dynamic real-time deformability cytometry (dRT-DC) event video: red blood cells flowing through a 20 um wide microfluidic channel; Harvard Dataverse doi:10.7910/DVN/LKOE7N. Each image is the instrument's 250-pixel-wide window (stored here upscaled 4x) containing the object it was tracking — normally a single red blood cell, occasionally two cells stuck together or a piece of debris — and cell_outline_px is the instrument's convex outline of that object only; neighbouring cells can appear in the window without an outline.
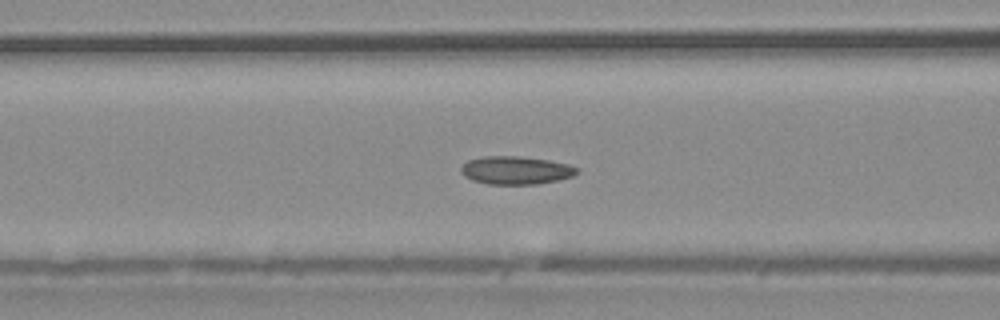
{"species": "common noctule bat (a hibernating species)", "species_latin": "Nyctalus noctula", "temperature_condition": "warm", "stored_images_in_passage": 48, "camera_frame_rate_fps": 3000, "um_per_image_px": 0.085, "animal": {"sex": "male", "body_mass_g": 20.4}, "frame": {"image": 1, "passage_image": 15, "time_ms": 4.667, "image_size_px": [1000, 320], "cell_outline_px": [[580, 172], [572, 176], [556, 180], [536, 184], [488, 184], [472, 180], [464, 176], [460, 172], [460, 168], [468, 160], [484, 156], [520, 156], [548, 160], [568, 164], [580, 168]], "centroid_in_image_um": [43.85, 14.47], "position_along_channel_um": 122.8, "area_um2": 19.02}}
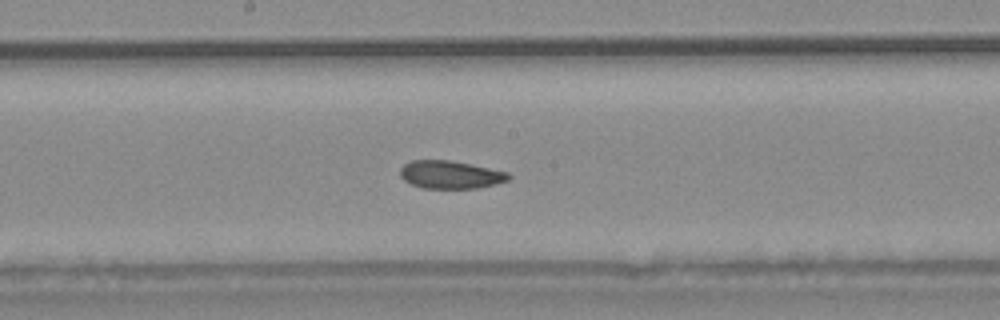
{"frame": {"image": 2, "passage_image": 22, "time_ms": 7.0, "image_size_px": [1000, 320], "cell_outline_px": [[512, 176], [508, 180], [496, 184], [476, 188], [424, 188], [412, 184], [404, 180], [400, 176], [400, 168], [404, 164], [412, 160], [448, 160], [508, 172]], "centroid_in_image_um": [38.27, 14.85], "position_along_channel_um": 209.9, "area_um2": 17.46}}
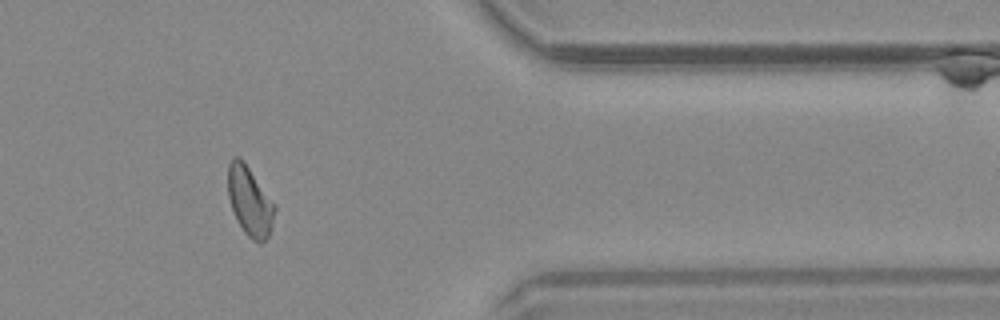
{"frame": {"image": 3, "passage_image": 38, "time_ms": 12.333, "image_size_px": [1000, 320], "cell_outline_px": [[276, 208], [272, 224], [268, 236], [260, 244], [252, 240], [244, 232], [236, 220], [228, 196], [228, 164], [232, 156], [240, 156], [244, 160], [276, 204]], "centroid_in_image_um": [21.23, 17.06], "position_along_channel_um": 390.2, "area_um2": 19.19}, "authors_computed_cell_mechanics": {"area_um2": 18.5538, "velocity_mm_per_s": 3.7272, "shape_relaxation_time_tau1_ms": 8.2869, "shape_relaxation_time_tau2_ms": 1.9053, "deformation_change_tau1": 0.1661, "deformation_change_tau2": 0.0729}}